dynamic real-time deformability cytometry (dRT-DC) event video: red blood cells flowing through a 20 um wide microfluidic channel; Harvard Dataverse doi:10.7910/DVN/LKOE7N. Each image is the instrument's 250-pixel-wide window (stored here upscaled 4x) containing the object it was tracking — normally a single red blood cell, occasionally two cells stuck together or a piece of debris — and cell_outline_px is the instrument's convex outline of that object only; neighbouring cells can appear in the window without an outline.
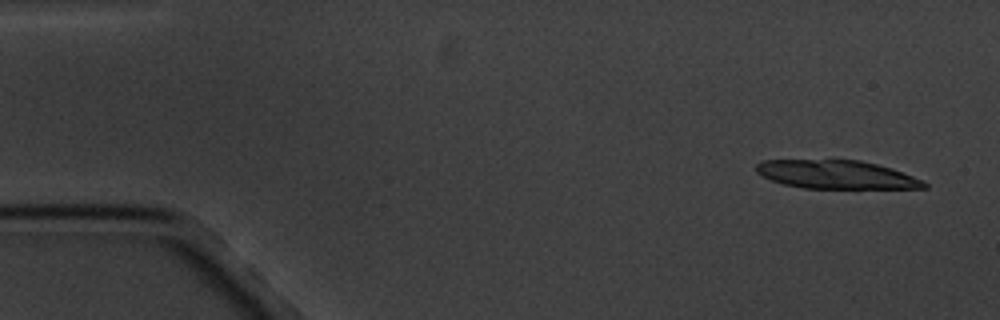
{"species": "common noctule bat (a hibernating species)", "species_latin": "Nyctalus noctula", "temperature_condition": "cold", "stored_images_in_passage": 5, "segment_of_instrument_passage": [1, 2], "camera_frame_rate_fps": 3000, "um_per_image_px": 0.085, "animal": {"sex": "male", "body_mass_g": 20.1, "forearm_length_mm": 53.5}, "frame": {"image": 1, "passage_image": 1, "time_ms": 0.0, "image_size_px": [1000, 320], "cell_outline_px": [[928, 188], [804, 188], [784, 184], [772, 180], [756, 172], [756, 164], [764, 160], [860, 160], [892, 168], [924, 180], [928, 184]], "centroid_in_image_um": [71.13, 14.84], "position_along_channel_um": 13.9, "area_um2": 27.69}}